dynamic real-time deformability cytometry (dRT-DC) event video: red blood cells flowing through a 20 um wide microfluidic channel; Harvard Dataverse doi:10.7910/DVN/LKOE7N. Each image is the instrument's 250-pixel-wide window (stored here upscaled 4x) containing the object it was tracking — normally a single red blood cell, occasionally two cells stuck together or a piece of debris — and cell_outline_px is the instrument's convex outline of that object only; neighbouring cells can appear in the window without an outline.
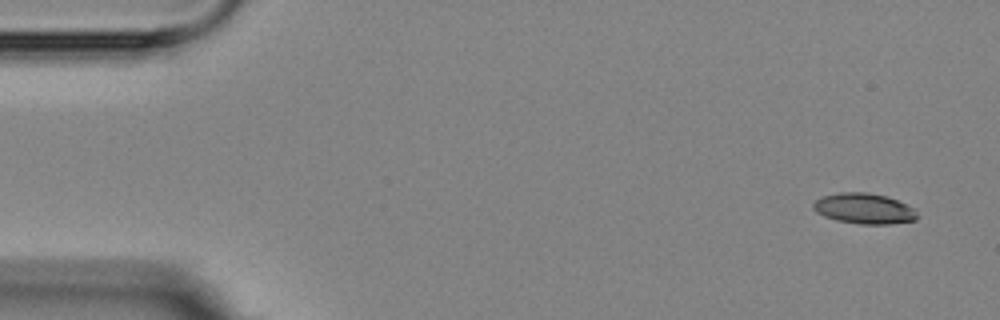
{"species": "Egyptian fruit bat (a non-hibernating species)", "species_latin": "Rousettus aegyptiacus", "temperature_condition": "room temperature", "stored_images_in_passage": 7, "camera_frame_rate_fps": 3000, "um_per_image_px": 0.085, "animal": {"sex": "female"}, "frame": {"image": 1, "passage_image": 1, "time_ms": 0.0, "image_size_px": [1000, 320], "cell_outline_px": [[920, 216], [916, 220], [888, 224], [860, 224], [836, 220], [824, 216], [816, 212], [812, 208], [812, 204], [816, 200], [824, 196], [840, 192], [868, 192], [884, 196], [896, 200], [916, 208]], "centroid_in_image_um": [73.48, 17.73], "position_along_channel_um": 11.5, "area_um2": 18.61}}
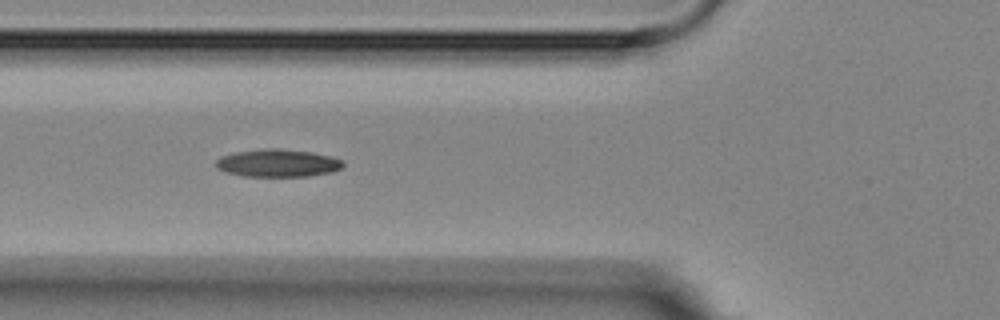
{"frame": {"image": 2, "passage_image": 6, "time_ms": 5.667, "image_size_px": [1000, 320], "cell_outline_px": [[344, 164], [340, 168], [332, 172], [308, 176], [244, 176], [224, 172], [216, 168], [216, 160], [220, 156], [236, 152], [268, 148], [276, 148], [312, 152], [328, 156], [340, 160]], "centroid_in_image_um": [23.56, 13.86], "position_along_channel_um": 102.2, "area_um2": 20.35}}
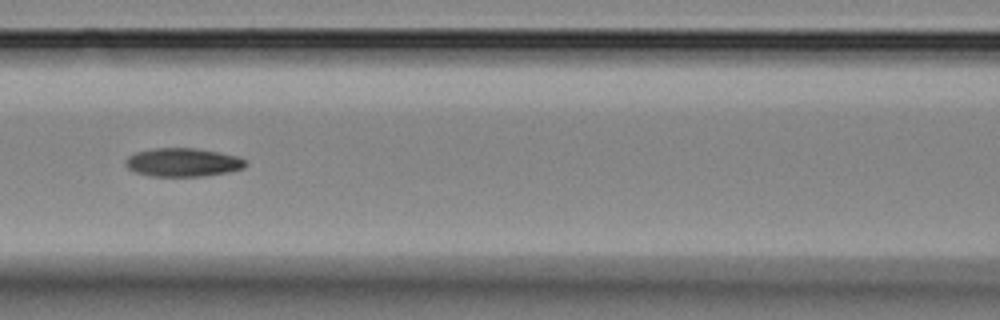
{"frame": {"image": 3, "passage_image": 7, "time_ms": 7.0, "image_size_px": [1000, 320], "cell_outline_px": [[248, 164], [244, 168], [228, 172], [204, 176], [148, 176], [136, 172], [128, 168], [124, 164], [124, 160], [128, 156], [136, 152], [152, 148], [196, 148], [220, 152], [236, 156], [244, 160]], "centroid_in_image_um": [15.52, 13.8], "position_along_channel_um": 151.1, "area_um2": 20.06}}